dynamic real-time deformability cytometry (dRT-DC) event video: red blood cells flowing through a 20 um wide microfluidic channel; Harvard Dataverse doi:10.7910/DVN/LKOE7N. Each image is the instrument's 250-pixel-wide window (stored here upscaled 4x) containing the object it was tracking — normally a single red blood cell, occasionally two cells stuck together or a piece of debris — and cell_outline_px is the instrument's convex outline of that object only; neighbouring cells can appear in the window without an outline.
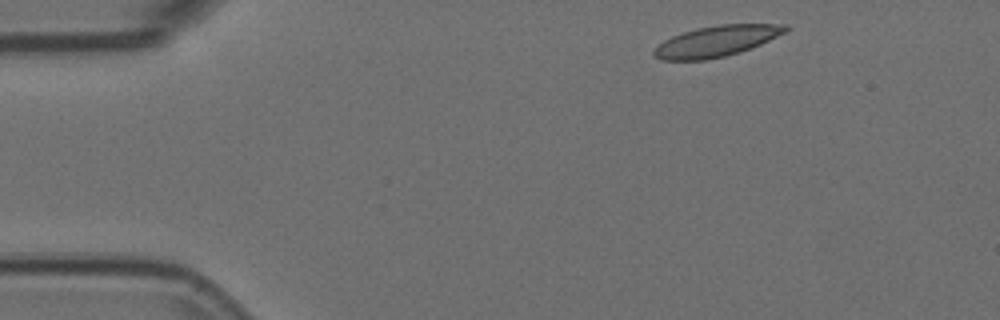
{"species": "Egyptian fruit bat (a non-hibernating species)", "species_latin": "Rousettus aegyptiacus", "temperature_condition": "room temperature", "stored_images_in_passage": 4, "camera_frame_rate_fps": 3000, "um_per_image_px": 0.085, "animal": {"sex": "female"}, "frame": {"image": 1, "passage_image": 1, "time_ms": 0.0, "image_size_px": [1000, 320], "cell_outline_px": [[792, 28], [760, 44], [740, 52], [724, 56], [704, 60], [660, 60], [652, 52], [664, 40], [672, 36], [696, 28], [720, 24], [788, 24]], "centroid_in_image_um": [60.91, 3.49], "position_along_channel_um": 24.1, "area_um2": 23.41}}
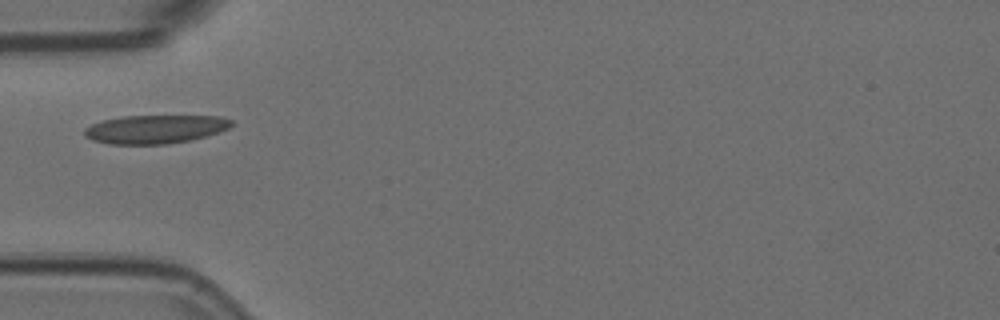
{"frame": {"image": 2, "passage_image": 4, "time_ms": 1.0, "image_size_px": [1000, 320], "cell_outline_px": [[232, 124], [228, 128], [204, 136], [188, 140], [168, 144], [108, 144], [92, 140], [84, 136], [84, 128], [92, 124], [104, 120], [124, 116], [220, 116], [232, 120]], "centroid_in_image_um": [13.14, 10.98], "position_along_channel_um": 71.9, "area_um2": 24.22}}